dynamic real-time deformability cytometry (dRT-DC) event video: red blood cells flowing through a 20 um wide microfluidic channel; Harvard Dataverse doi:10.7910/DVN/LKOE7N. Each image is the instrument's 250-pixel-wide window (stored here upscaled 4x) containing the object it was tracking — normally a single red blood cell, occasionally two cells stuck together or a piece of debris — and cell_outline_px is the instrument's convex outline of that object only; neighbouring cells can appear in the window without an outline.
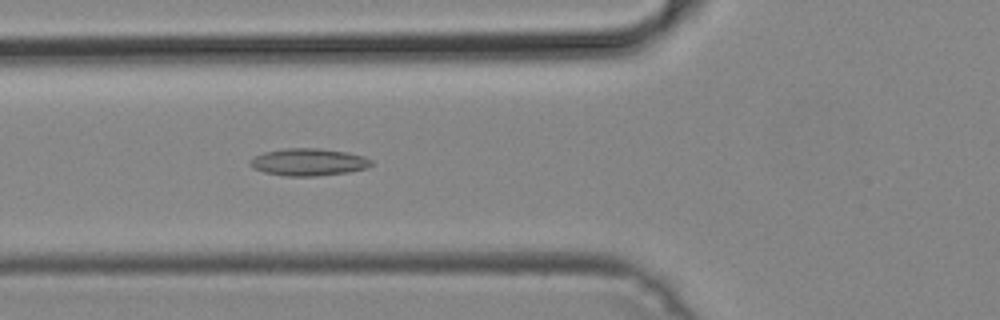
{"species": "common noctule bat (a hibernating species)", "species_latin": "Nyctalus noctula", "temperature_condition": "cold", "stored_images_in_passage": 41, "camera_frame_rate_fps": 3000, "um_per_image_px": 0.085, "animal": {"sex": "male", "body_mass_g": 19.2, "forearm_length_mm": 51.8}, "frame": {"image": 1, "passage_image": 9, "time_ms": 2.667, "image_size_px": [1000, 320], "cell_outline_px": [[372, 164], [368, 168], [348, 172], [316, 176], [284, 176], [264, 172], [252, 168], [248, 164], [248, 160], [252, 156], [264, 152], [284, 148], [316, 148], [348, 152], [364, 156], [372, 160]], "centroid_in_image_um": [26.18, 13.77], "position_along_channel_um": 99.6, "area_um2": 19.54}}
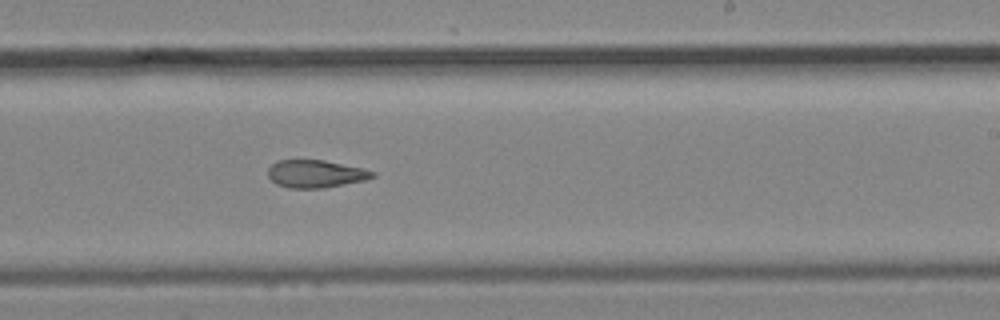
{"frame": {"image": 2, "passage_image": 21, "time_ms": 6.667, "image_size_px": [1000, 320], "cell_outline_px": [[376, 176], [364, 180], [324, 188], [288, 188], [276, 184], [268, 176], [268, 168], [276, 160], [324, 160], [364, 168], [376, 172]], "centroid_in_image_um": [26.83, 14.77], "position_along_channel_um": 262.2, "area_um2": 16.94}}
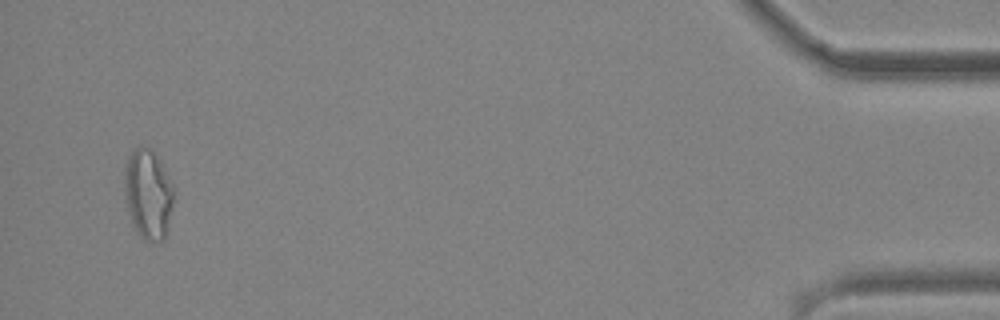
{"frame": {"image": 3, "passage_image": 39, "time_ms": 12.667, "image_size_px": [1000, 320], "cell_outline_px": [[172, 204], [164, 240], [144, 240], [140, 236], [132, 224], [128, 212], [124, 196], [124, 172], [128, 156], [140, 144], [148, 144], [152, 148], [172, 188]], "centroid_in_image_um": [12.52, 16.47], "position_along_channel_um": 422.7, "area_um2": 25.32}}